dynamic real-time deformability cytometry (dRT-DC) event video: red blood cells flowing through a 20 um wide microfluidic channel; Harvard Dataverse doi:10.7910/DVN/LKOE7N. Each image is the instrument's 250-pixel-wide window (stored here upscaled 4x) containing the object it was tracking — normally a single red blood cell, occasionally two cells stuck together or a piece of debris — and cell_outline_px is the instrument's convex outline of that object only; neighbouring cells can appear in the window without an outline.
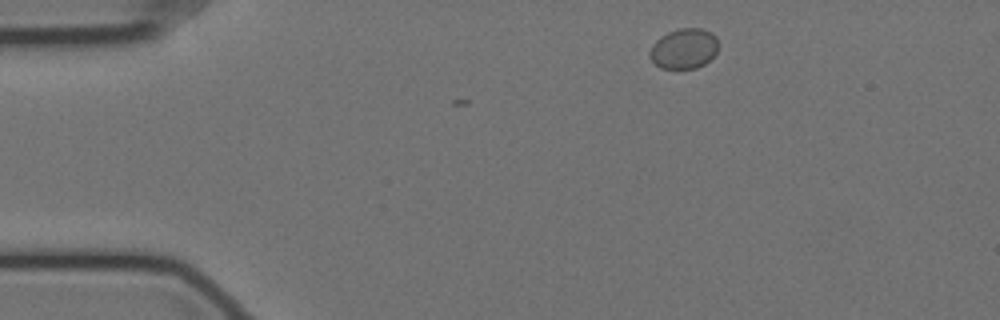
{"species": "Egyptian fruit bat (a non-hibernating species)", "species_latin": "Rousettus aegyptiacus", "temperature_condition": "cold", "stored_images_in_passage": 4, "camera_frame_rate_fps": 3000, "um_per_image_px": 0.085, "animal": {"sex": "female"}, "frame": {"image": 1, "passage_image": 1, "time_ms": 0.0, "image_size_px": [1000, 320], "cell_outline_px": [[720, 44], [716, 52], [704, 64], [696, 68], [676, 72], [660, 68], [648, 56], [648, 52], [652, 44], [660, 36], [668, 32], [680, 28], [700, 28], [712, 32], [716, 36]], "centroid_in_image_um": [58.12, 4.17], "position_along_channel_um": 26.9, "area_um2": 16.76}}